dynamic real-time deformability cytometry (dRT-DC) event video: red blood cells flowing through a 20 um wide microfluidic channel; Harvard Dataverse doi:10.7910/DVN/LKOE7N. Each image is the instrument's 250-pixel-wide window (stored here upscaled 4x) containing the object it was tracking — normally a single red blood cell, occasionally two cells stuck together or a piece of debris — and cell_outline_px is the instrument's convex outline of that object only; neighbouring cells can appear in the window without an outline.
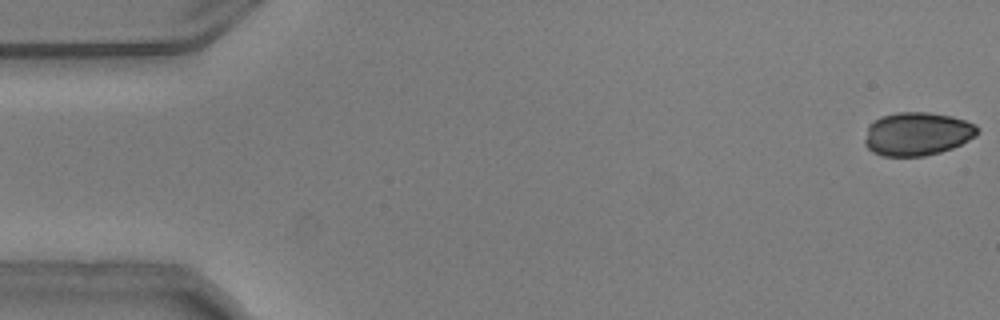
{"species": "common noctule bat (a hibernating species)", "species_latin": "Nyctalus noctula", "temperature_condition": "warm", "stored_images_in_passage": 54, "camera_frame_rate_fps": 3000, "um_per_image_px": 0.085, "animal": {"sex": "male", "body_mass_g": 20.5, "forearm_length_mm": 52.5}, "frame": {"image": 1, "passage_image": 1, "time_ms": 0.0, "image_size_px": [1000, 320], "cell_outline_px": [[980, 132], [976, 136], [952, 148], [940, 152], [924, 156], [884, 156], [872, 152], [864, 144], [864, 140], [868, 124], [880, 116], [896, 112], [928, 112], [952, 116], [976, 124], [980, 128]], "centroid_in_image_um": [77.95, 11.37], "position_along_channel_um": 7.0, "area_um2": 28.78}}
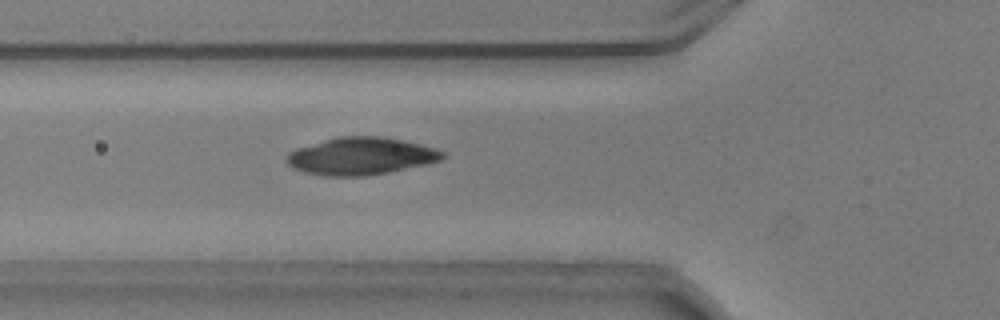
{"frame": {"image": 2, "passage_image": 19, "time_ms": 6.0, "image_size_px": [1000, 320], "cell_outline_px": [[444, 156], [440, 160], [424, 164], [388, 172], [364, 176], [328, 176], [304, 172], [288, 164], [288, 152], [296, 148], [340, 136], [384, 136], [404, 140], [436, 148], [444, 152]], "centroid_in_image_um": [30.69, 13.26], "position_along_channel_um": 95.1, "area_um2": 33.58}}
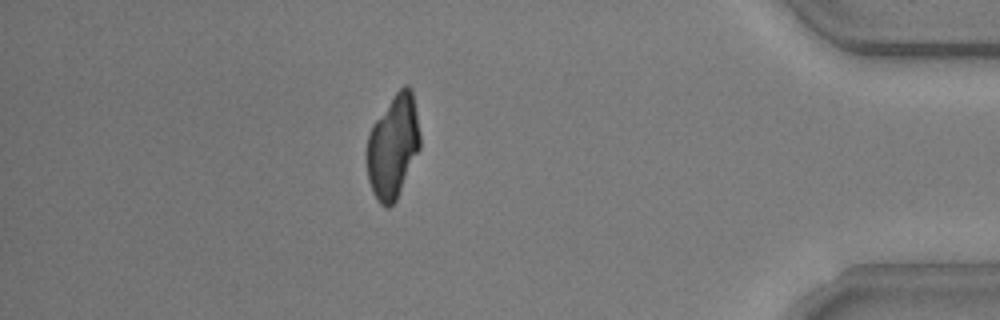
{"frame": {"image": 3, "passage_image": 47, "time_ms": 15.333, "image_size_px": [1000, 320], "cell_outline_px": [[420, 148], [396, 200], [388, 208], [384, 208], [376, 200], [372, 192], [368, 180], [364, 156], [364, 152], [368, 132], [372, 124], [396, 92], [404, 84], [408, 84], [412, 88], [420, 132]], "centroid_in_image_um": [33.36, 12.46], "position_along_channel_um": 401.8, "area_um2": 32.77}}